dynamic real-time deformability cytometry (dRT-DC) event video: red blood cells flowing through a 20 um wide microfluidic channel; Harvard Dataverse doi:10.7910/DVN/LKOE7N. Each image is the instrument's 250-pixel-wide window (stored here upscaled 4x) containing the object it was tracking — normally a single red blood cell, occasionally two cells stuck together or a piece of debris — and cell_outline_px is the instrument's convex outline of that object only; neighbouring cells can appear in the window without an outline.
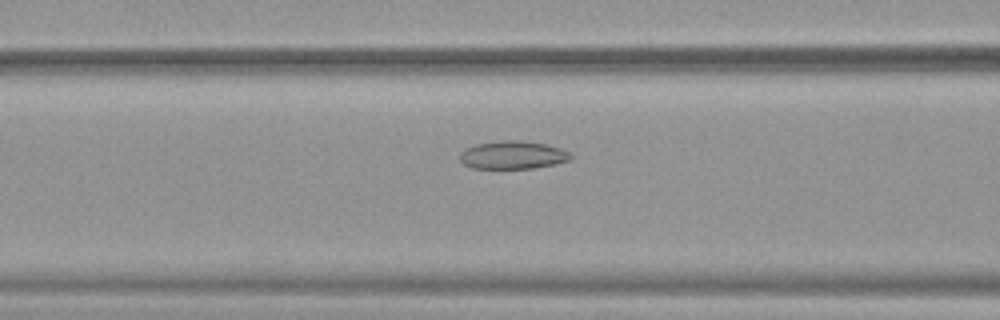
{"species": "common noctule bat (a hibernating species)", "species_latin": "Nyctalus noctula", "temperature_condition": "warm", "stored_images_in_passage": 9, "camera_frame_rate_fps": 3000, "um_per_image_px": 0.085, "animal": {"sex": "female", "body_mass_g": 19.9}, "frame": {"image": 1, "passage_image": 7, "time_ms": 2.0, "image_size_px": [1000, 320], "cell_outline_px": [[572, 160], [556, 164], [532, 168], [472, 168], [464, 164], [460, 160], [460, 152], [464, 148], [476, 144], [504, 140], [520, 140], [544, 144], [560, 148], [568, 152], [572, 156]], "centroid_in_image_um": [43.58, 13.17], "position_along_channel_um": 123.0, "area_um2": 18.09}}